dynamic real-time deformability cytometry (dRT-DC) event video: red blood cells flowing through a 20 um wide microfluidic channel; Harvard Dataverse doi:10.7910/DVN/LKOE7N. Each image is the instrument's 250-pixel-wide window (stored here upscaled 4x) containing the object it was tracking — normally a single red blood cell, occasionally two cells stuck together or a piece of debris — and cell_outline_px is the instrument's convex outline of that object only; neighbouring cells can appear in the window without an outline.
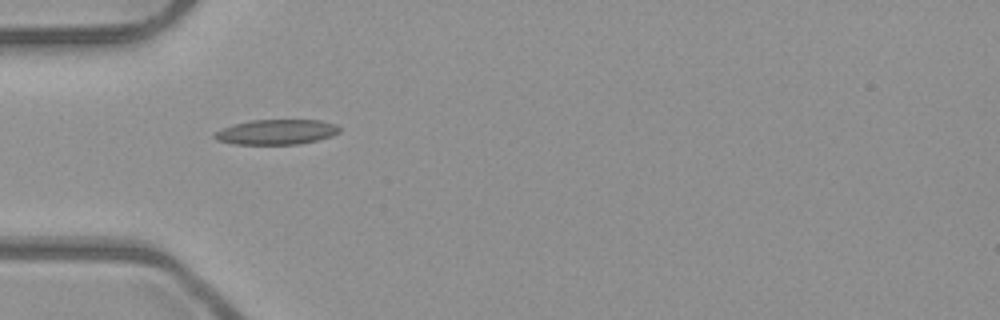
{"species": "common noctule bat (a hibernating species)", "species_latin": "Nyctalus noctula", "temperature_condition": "room temperature", "stored_images_in_passage": 5, "camera_frame_rate_fps": 3000, "um_per_image_px": 0.085, "animal": {"sex": "male", "body_mass_g": 23.1, "forearm_length_mm": 52.7}, "frame": {"image": 1, "passage_image": 1, "time_ms": 0.0, "image_size_px": [1000, 320], "cell_outline_px": [[340, 132], [332, 136], [300, 144], [236, 144], [216, 140], [212, 136], [216, 132], [224, 128], [236, 124], [252, 120], [320, 120], [336, 124], [340, 128]], "centroid_in_image_um": [23.53, 11.22], "position_along_channel_um": 61.5, "area_um2": 18.09}}